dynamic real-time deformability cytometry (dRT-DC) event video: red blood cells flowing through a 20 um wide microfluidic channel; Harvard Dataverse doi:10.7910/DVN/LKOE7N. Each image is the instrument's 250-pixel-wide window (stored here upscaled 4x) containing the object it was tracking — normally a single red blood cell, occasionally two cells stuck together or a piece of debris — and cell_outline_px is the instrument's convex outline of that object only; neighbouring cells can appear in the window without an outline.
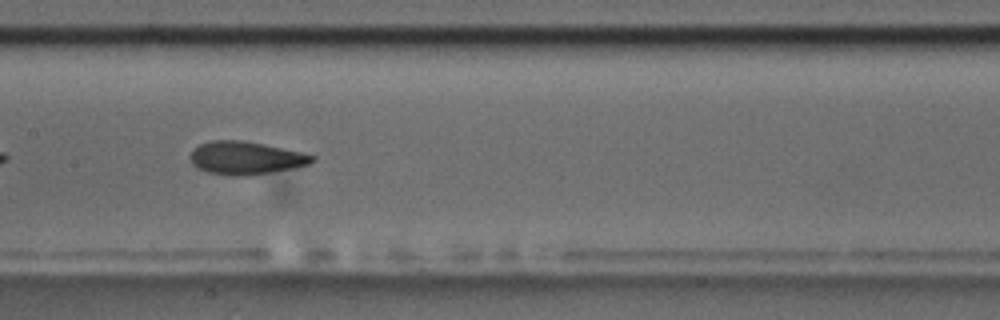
{"species": "common noctule bat (a hibernating species)", "species_latin": "Nyctalus noctula", "temperature_condition": "room temperature", "stored_images_in_passage": 42, "camera_frame_rate_fps": 3000, "um_per_image_px": 0.085, "animal": {"sex": "male", "body_mass_g": 17.5, "forearm_length_mm": 52.3}, "frame": {"image": 1, "passage_image": 13, "time_ms": 4.0, "image_size_px": [1000, 320], "cell_outline_px": [[316, 160], [312, 164], [292, 168], [244, 176], [236, 176], [208, 172], [192, 164], [192, 148], [200, 144], [212, 140], [244, 140], [264, 144], [300, 152], [316, 156]], "centroid_in_image_um": [20.92, 13.41], "position_along_channel_um": 186.5, "area_um2": 23.18}, "authors_computed_cell_mechanics": {"area_um2": 23.3512, "velocity_mm_per_s": 3.5303, "shape_relaxation_time_tau1_ms": 4.164, "shape_relaxation_time_tau2_ms": 2.5206, "deformation_change_tau1": 0.1461, "deformation_change_tau2": 0.0997}}